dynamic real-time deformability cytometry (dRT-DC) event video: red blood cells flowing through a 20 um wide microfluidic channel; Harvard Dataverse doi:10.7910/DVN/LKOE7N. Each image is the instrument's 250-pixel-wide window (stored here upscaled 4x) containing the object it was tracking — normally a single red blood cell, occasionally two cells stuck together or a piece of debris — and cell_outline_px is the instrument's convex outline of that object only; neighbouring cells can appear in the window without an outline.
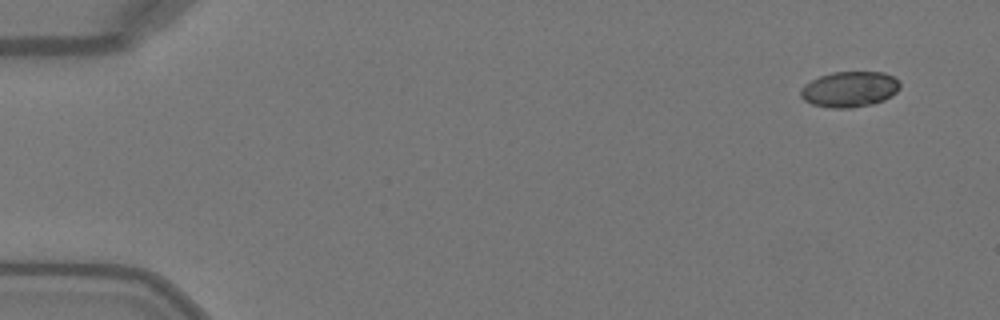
{"species": "Egyptian fruit bat (a non-hibernating species)", "species_latin": "Rousettus aegyptiacus", "temperature_condition": "warm", "stored_images_in_passage": 48, "camera_frame_rate_fps": 3000, "um_per_image_px": 0.085, "animal": {"sex": "female"}, "frame": {"image": 1, "passage_image": 1, "time_ms": 0.0, "image_size_px": [1000, 320], "cell_outline_px": [[900, 88], [892, 96], [884, 100], [872, 104], [852, 108], [832, 108], [812, 104], [804, 100], [800, 96], [800, 88], [804, 84], [820, 76], [832, 72], [884, 72], [900, 80]], "centroid_in_image_um": [72.22, 7.59], "position_along_channel_um": 12.8, "area_um2": 20.81}}
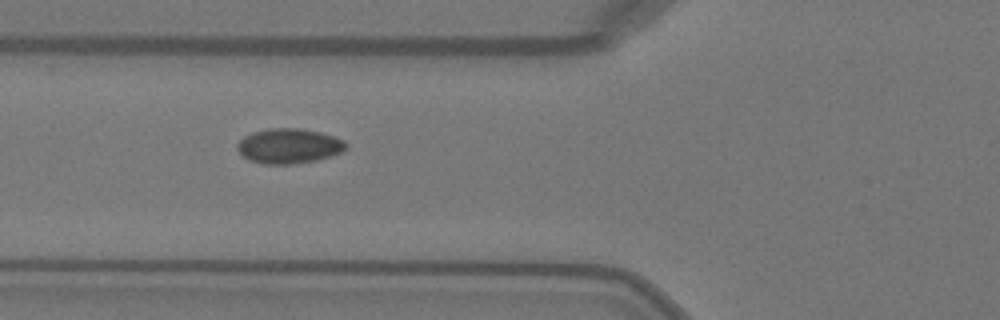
{"frame": {"image": 2, "passage_image": 17, "time_ms": 5.333, "image_size_px": [1000, 320], "cell_outline_px": [[348, 144], [340, 152], [316, 160], [288, 164], [264, 164], [248, 160], [236, 148], [236, 144], [244, 136], [252, 132], [268, 128], [304, 128], [320, 132], [344, 140]], "centroid_in_image_um": [24.51, 12.39], "position_along_channel_um": 101.3, "area_um2": 22.02}}
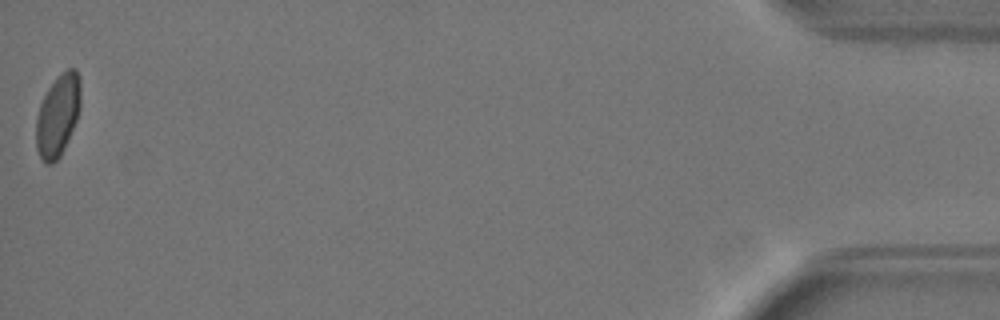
{"frame": {"image": 3, "passage_image": 48, "time_ms": 15.667, "image_size_px": [1000, 320], "cell_outline_px": [[80, 108], [76, 120], [64, 148], [60, 156], [52, 164], [44, 164], [40, 160], [36, 148], [36, 116], [40, 104], [48, 88], [60, 72], [68, 68], [76, 68], [80, 76]], "centroid_in_image_um": [4.9, 9.8], "position_along_channel_um": 430.3, "area_um2": 21.44}}